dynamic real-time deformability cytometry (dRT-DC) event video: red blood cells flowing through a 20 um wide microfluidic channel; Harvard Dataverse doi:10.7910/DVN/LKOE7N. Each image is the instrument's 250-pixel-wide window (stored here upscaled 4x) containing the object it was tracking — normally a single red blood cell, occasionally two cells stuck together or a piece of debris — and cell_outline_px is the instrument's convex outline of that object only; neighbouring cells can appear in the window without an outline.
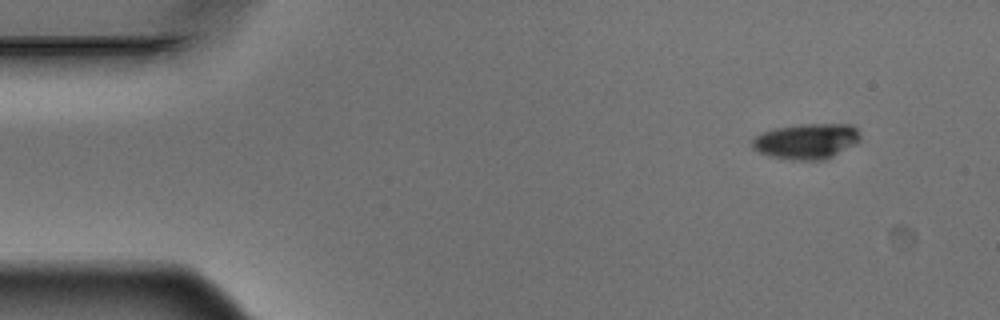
{"species": "Egyptian fruit bat (a non-hibernating species)", "species_latin": "Rousettus aegyptiacus", "temperature_condition": "warm", "stored_images_in_passage": 4, "camera_frame_rate_fps": 3000, "um_per_image_px": 0.085, "animal": {"sex": "male"}, "frame": {"image": 1, "passage_image": 1, "time_ms": 0.0, "image_size_px": [1000, 320], "cell_outline_px": [[860, 140], [828, 160], [792, 160], [768, 156], [752, 148], [752, 140], [760, 132], [776, 128], [800, 124], [852, 124], [856, 128], [860, 136]], "centroid_in_image_um": [68.54, 12.01], "position_along_channel_um": 16.5, "area_um2": 22.48}}